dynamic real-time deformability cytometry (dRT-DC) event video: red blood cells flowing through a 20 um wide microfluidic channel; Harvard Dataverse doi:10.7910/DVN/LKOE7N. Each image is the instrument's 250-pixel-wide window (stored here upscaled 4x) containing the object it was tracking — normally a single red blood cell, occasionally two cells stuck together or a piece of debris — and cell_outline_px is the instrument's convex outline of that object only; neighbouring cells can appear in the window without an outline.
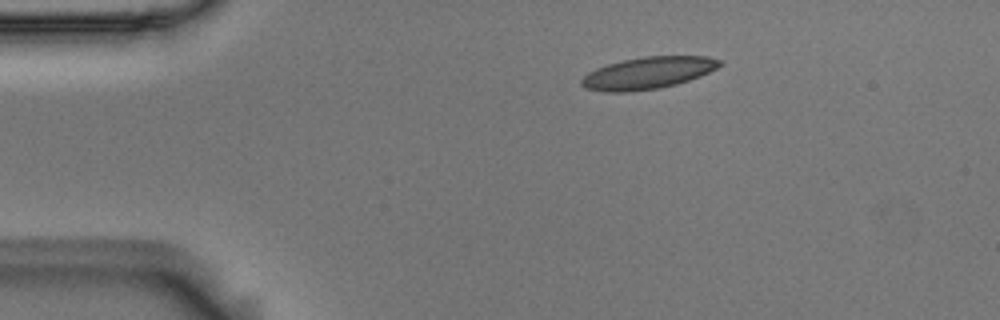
{"species": "Egyptian fruit bat (a non-hibernating species)", "species_latin": "Rousettus aegyptiacus", "temperature_condition": "room temperature", "stored_images_in_passage": 45, "camera_frame_rate_fps": 3000, "um_per_image_px": 0.085, "animal": {"sex": "male"}, "frame": {"image": 1, "passage_image": 1, "time_ms": 0.0, "image_size_px": [1000, 320], "cell_outline_px": [[724, 64], [700, 76], [676, 84], [660, 88], [628, 92], [608, 92], [584, 88], [580, 84], [580, 80], [588, 72], [596, 68], [608, 64], [624, 60], [644, 56], [708, 56], [720, 60]], "centroid_in_image_um": [55.06, 6.2], "position_along_channel_um": 29.9, "area_um2": 25.72}}
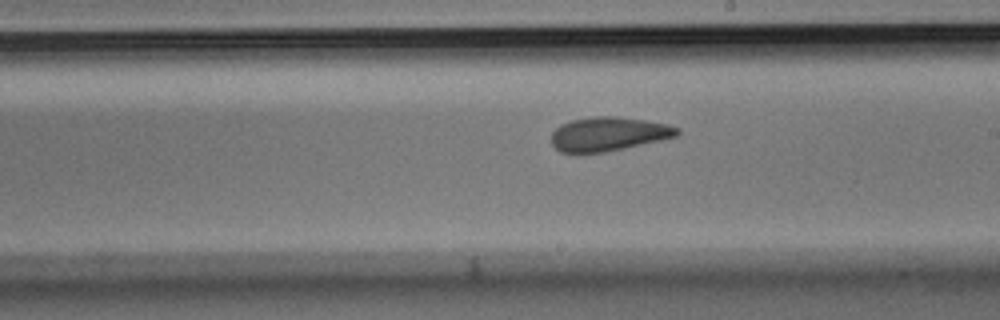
{"frame": {"image": 2, "passage_image": 22, "time_ms": 7.0, "image_size_px": [1000, 320], "cell_outline_px": [[680, 132], [676, 136], [660, 140], [624, 148], [604, 152], [560, 152], [552, 144], [552, 132], [560, 124], [572, 120], [592, 116], [616, 116], [644, 120], [668, 124], [680, 128]], "centroid_in_image_um": [51.72, 11.37], "position_along_channel_um": 237.3, "area_um2": 24.74}}
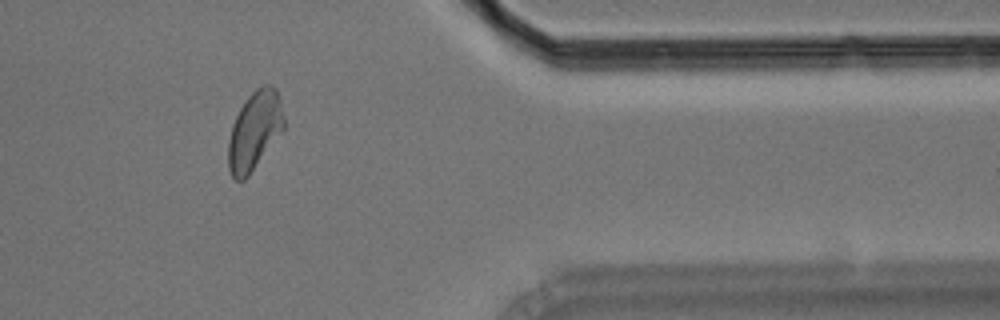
{"frame": {"image": 3, "passage_image": 36, "time_ms": 11.667, "image_size_px": [1000, 320], "cell_outline_px": [[284, 128], [248, 176], [244, 180], [236, 180], [232, 176], [228, 168], [228, 140], [232, 124], [240, 108], [248, 96], [256, 88], [264, 84], [272, 84], [276, 88], [280, 100], [284, 120]], "centroid_in_image_um": [21.62, 11.09], "position_along_channel_um": 389.8, "area_um2": 25.26}, "authors_computed_cell_mechanics": {"area_um2": 25.3164, "velocity_mm_per_s": 3.698, "shape_relaxation_time_tau1_ms": null, "shape_relaxation_time_tau2_ms": 2.3732, "deformation_change_tau1": null, "deformation_change_tau2": 0.1026}}